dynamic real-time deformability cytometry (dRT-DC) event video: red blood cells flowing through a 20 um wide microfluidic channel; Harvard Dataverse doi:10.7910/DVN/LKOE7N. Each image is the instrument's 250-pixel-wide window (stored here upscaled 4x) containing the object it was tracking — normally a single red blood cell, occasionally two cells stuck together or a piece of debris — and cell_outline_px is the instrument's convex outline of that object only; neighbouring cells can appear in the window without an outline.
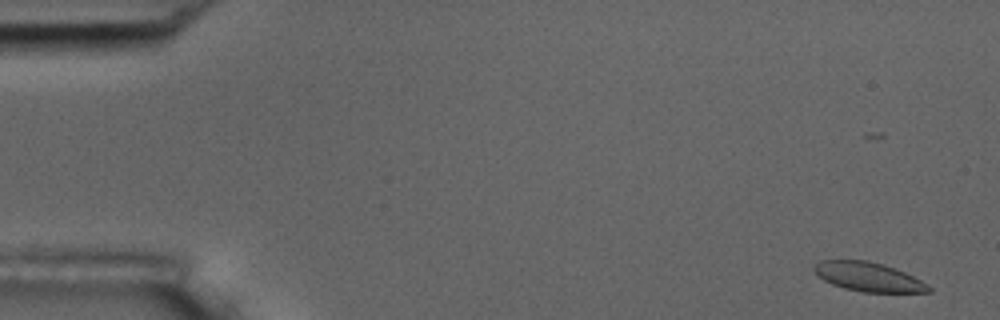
{"species": "common noctule bat (a hibernating species)", "species_latin": "Nyctalus noctula", "temperature_condition": "room temperature", "stored_images_in_passage": 6, "camera_frame_rate_fps": 3000, "um_per_image_px": 0.085, "animal": {"sex": "male", "body_mass_g": 17.5, "forearm_length_mm": 52.3}, "frame": {"image": 1, "passage_image": 1, "time_ms": 0.0, "image_size_px": [1000, 320], "cell_outline_px": [[932, 292], [864, 292], [844, 288], [832, 284], [824, 280], [812, 268], [820, 260], [868, 260], [904, 272], [928, 284], [932, 288]], "centroid_in_image_um": [73.82, 23.54], "position_along_channel_um": 11.2, "area_um2": 19.13}}